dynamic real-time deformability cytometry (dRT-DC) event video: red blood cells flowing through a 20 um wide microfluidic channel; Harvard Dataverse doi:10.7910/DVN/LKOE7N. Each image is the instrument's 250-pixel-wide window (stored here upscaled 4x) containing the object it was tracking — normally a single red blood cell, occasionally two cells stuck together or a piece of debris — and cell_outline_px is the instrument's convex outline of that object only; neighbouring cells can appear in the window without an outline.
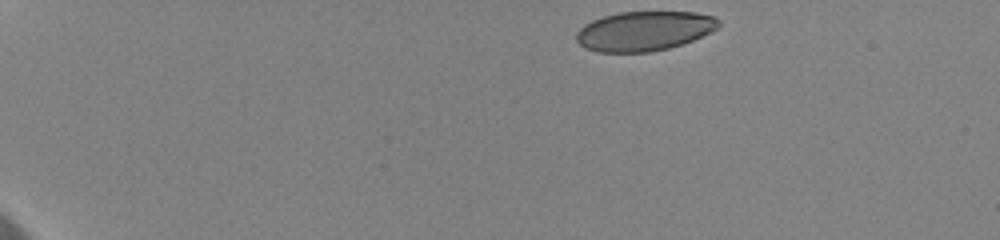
{"species": "human", "species_latin": "Homo sapiens", "temperature_condition": "cold", "stored_images_in_passage": 16, "camera_frame_rate_fps": 3000, "um_per_image_px": 0.085, "donor": {"sex": "female"}, "frame": {"image": 1, "passage_image": 1, "time_ms": 0.0, "image_size_px": [1000, 240], "cell_outline_px": [[720, 28], [712, 32], [692, 40], [668, 48], [648, 52], [600, 52], [584, 48], [576, 40], [576, 32], [584, 24], [592, 20], [604, 16], [620, 12], [696, 12], [712, 16], [720, 20]], "centroid_in_image_um": [54.76, 2.63], "position_along_channel_um": 30.2, "area_um2": 32.83}}